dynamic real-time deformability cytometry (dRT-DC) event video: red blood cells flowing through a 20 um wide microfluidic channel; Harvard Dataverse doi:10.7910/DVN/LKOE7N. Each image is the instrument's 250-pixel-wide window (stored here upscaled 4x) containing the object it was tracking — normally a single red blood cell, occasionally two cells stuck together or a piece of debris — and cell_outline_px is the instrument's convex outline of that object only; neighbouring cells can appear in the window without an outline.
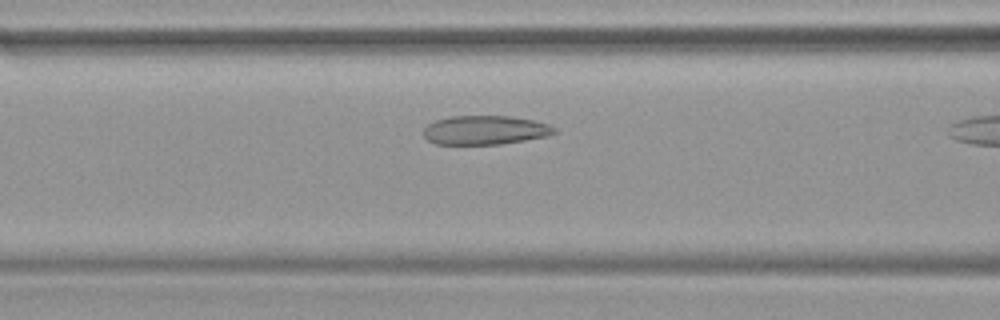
{"species": "common noctule bat (a hibernating species)", "species_latin": "Nyctalus noctula", "temperature_condition": "warm", "stored_images_in_passage": 8, "camera_frame_rate_fps": 3000, "um_per_image_px": 0.085, "animal": {"sex": "female", "body_mass_g": 19.9}, "frame": {"image": 1, "passage_image": 7, "time_ms": 2.0, "image_size_px": [1000, 320], "cell_outline_px": [[556, 132], [548, 136], [500, 144], [436, 144], [428, 140], [424, 136], [424, 128], [428, 124], [436, 120], [448, 116], [508, 116], [532, 120], [548, 124], [556, 128]], "centroid_in_image_um": [41.22, 11.06], "position_along_channel_um": 125.4, "area_um2": 22.02}}